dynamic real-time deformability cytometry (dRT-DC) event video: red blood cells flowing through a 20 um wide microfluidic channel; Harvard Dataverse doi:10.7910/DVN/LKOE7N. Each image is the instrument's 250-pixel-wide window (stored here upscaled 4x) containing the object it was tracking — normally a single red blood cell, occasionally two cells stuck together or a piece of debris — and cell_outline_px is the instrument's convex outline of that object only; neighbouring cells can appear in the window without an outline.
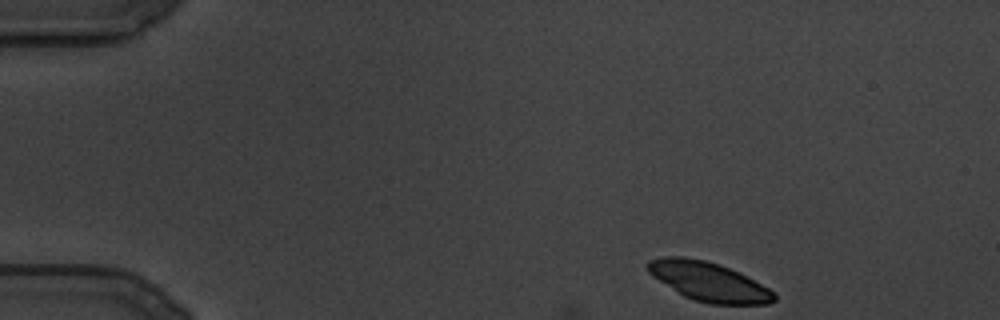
{"species": "common noctule bat (a hibernating species)", "species_latin": "Nyctalus noctula", "temperature_condition": "cold", "stored_images_in_passage": 28, "camera_frame_rate_fps": 3000, "um_per_image_px": 0.085, "animal": {"sex": "male", "body_mass_g": 19.5, "forearm_length_mm": 54.6}, "frame": {"image": 1, "passage_image": 1, "time_ms": 0.0, "image_size_px": [1000, 320], "cell_outline_px": [[776, 300], [768, 304], [708, 304], [692, 300], [684, 296], [652, 276], [648, 272], [644, 264], [648, 260], [664, 256], [684, 256], [704, 260], [740, 272], [768, 288], [776, 296]], "centroid_in_image_um": [60.19, 23.93], "position_along_channel_um": 24.8, "area_um2": 28.78}}